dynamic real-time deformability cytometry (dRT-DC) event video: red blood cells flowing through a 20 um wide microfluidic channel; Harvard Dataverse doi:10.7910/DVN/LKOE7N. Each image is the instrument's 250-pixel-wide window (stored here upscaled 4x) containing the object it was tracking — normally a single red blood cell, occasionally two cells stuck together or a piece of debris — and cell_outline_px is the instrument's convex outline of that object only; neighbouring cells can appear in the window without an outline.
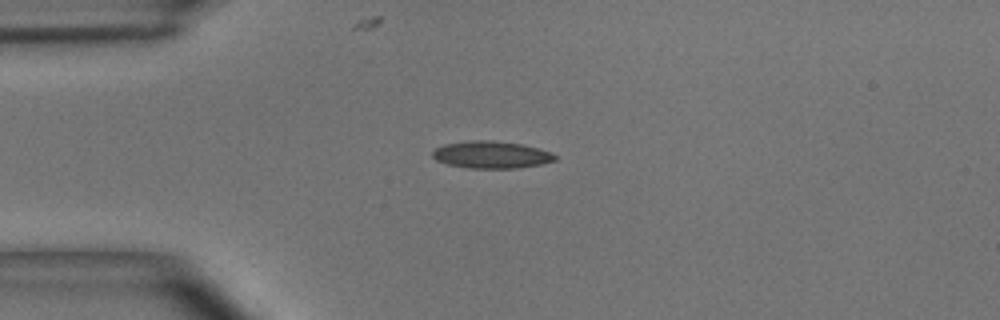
{"species": "common noctule bat (a hibernating species)", "species_latin": "Nyctalus noctula", "temperature_condition": "room temperature", "stored_images_in_passage": 42, "camera_frame_rate_fps": 3000, "um_per_image_px": 0.085, "animal": {"sex": "male", "body_mass_g": 15.6}, "frame": {"image": 1, "passage_image": 1, "time_ms": 0.0, "image_size_px": [1000, 320], "cell_outline_px": [[556, 160], [540, 164], [516, 168], [468, 168], [448, 164], [436, 160], [432, 156], [432, 152], [436, 148], [444, 144], [472, 140], [492, 140], [524, 144], [548, 152], [556, 156]], "centroid_in_image_um": [41.73, 13.15], "position_along_channel_um": 43.3, "area_um2": 19.25}}
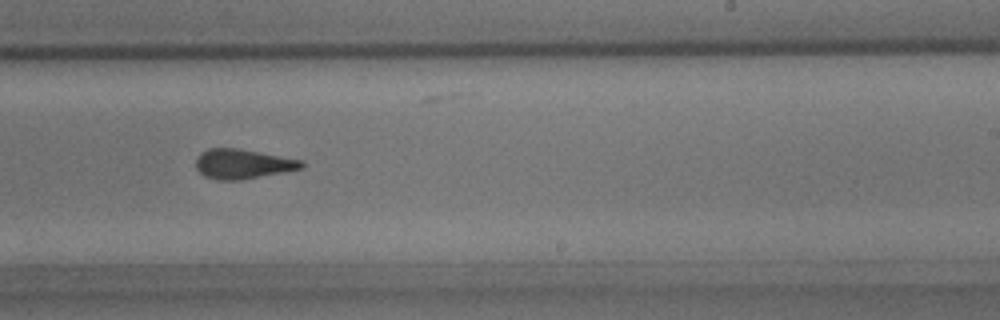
{"frame": {"image": 2, "passage_image": 21, "time_ms": 6.667, "image_size_px": [1000, 320], "cell_outline_px": [[304, 168], [284, 172], [240, 180], [220, 180], [204, 176], [196, 168], [196, 160], [200, 152], [208, 148], [236, 148], [304, 160]], "centroid_in_image_um": [20.64, 13.93], "position_along_channel_um": 268.4, "area_um2": 18.26}}
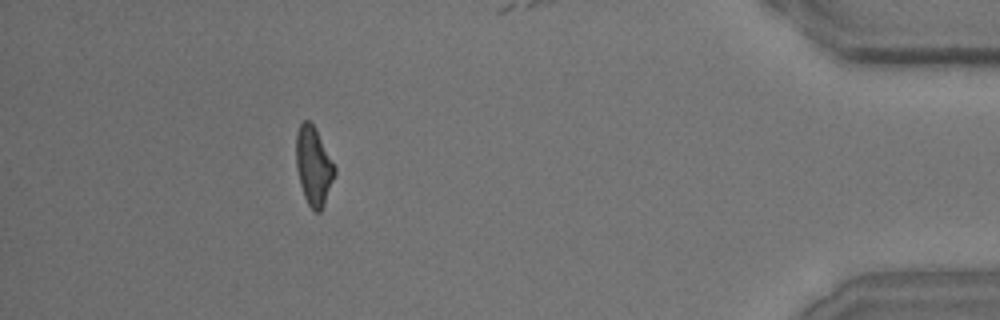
{"frame": {"image": 3, "passage_image": 37, "time_ms": 12.0, "image_size_px": [1000, 320], "cell_outline_px": [[336, 172], [324, 204], [320, 212], [316, 212], [308, 204], [304, 196], [300, 184], [296, 168], [296, 132], [300, 124], [304, 120], [308, 120], [316, 128], [336, 168]], "centroid_in_image_um": [26.65, 14.09], "position_along_channel_um": 408.6, "area_um2": 17.57}, "authors_computed_cell_mechanics": {"area_um2": 18.4382, "velocity_mm_per_s": 3.6454, "shape_relaxation_time_tau1_ms": 6.2924, "shape_relaxation_time_tau2_ms": 1.6131, "deformation_change_tau1": 0.1893, "deformation_change_tau2": 0.098}}